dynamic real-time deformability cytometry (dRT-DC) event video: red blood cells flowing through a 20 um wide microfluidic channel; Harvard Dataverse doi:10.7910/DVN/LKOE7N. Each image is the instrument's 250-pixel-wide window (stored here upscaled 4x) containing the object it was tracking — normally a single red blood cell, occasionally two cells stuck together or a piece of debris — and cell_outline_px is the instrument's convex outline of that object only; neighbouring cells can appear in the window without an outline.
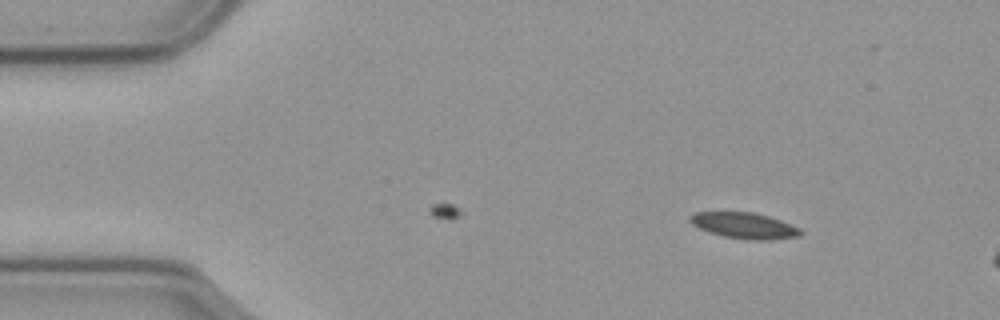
{"species": "common noctule bat (a hibernating species)", "species_latin": "Nyctalus noctula", "temperature_condition": "cold", "stored_images_in_passage": 11, "camera_frame_rate_fps": 3000, "um_per_image_px": 0.085, "animal": {"sex": "male", "body_mass_g": 23.1, "forearm_length_mm": 52.7}, "frame": {"image": 1, "passage_image": 1, "time_ms": 0.0, "image_size_px": [1000, 320], "cell_outline_px": [[804, 232], [800, 236], [768, 240], [752, 240], [724, 236], [700, 228], [692, 224], [688, 220], [688, 216], [696, 212], [752, 212], [768, 216], [780, 220], [800, 228]], "centroid_in_image_um": [63.28, 19.17], "position_along_channel_um": 21.7, "area_um2": 16.59}}